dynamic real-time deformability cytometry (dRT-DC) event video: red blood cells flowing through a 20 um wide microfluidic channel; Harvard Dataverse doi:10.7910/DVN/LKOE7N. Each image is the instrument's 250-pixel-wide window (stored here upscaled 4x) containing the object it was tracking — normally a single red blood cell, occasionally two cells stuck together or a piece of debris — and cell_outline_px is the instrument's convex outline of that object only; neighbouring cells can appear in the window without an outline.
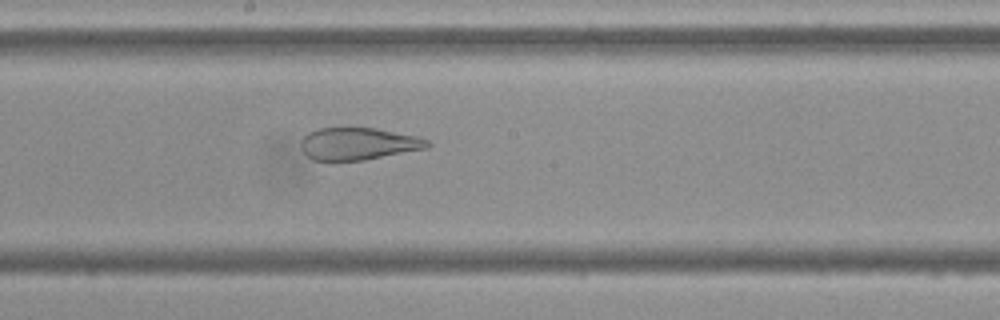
{"species": "Egyptian fruit bat (a non-hibernating species)", "species_latin": "Rousettus aegyptiacus", "temperature_condition": "cold", "stored_images_in_passage": 42, "camera_frame_rate_fps": 3000, "um_per_image_px": 0.085, "frame": {"image": 1, "passage_image": 17, "time_ms": 5.333, "image_size_px": [1000, 320], "cell_outline_px": [[432, 144], [428, 148], [364, 160], [332, 164], [312, 160], [304, 152], [300, 144], [304, 136], [308, 132], [316, 128], [348, 124], [376, 128], [416, 136], [428, 140]], "centroid_in_image_um": [30.37, 12.21], "position_along_channel_um": 217.8, "area_um2": 25.32}}
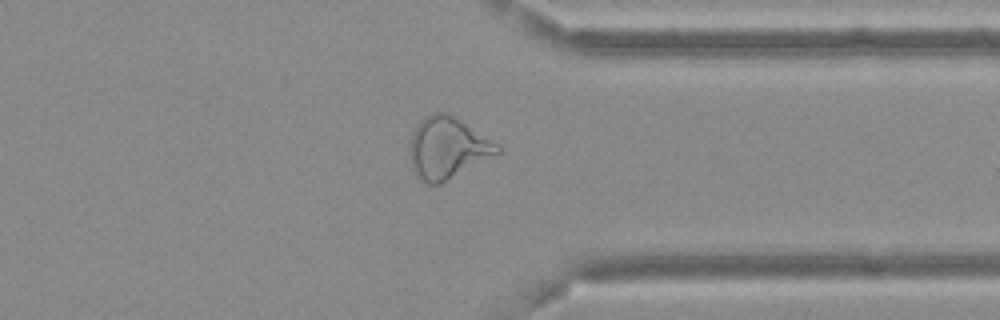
{"frame": {"image": 2, "passage_image": 30, "time_ms": 9.667, "image_size_px": [1000, 320], "cell_outline_px": [[500, 152], [440, 184], [428, 184], [412, 168], [408, 148], [412, 132], [416, 124], [424, 116], [432, 112], [448, 112], [500, 144]], "centroid_in_image_um": [38.02, 12.53], "position_along_channel_um": 373.4, "area_um2": 31.39}}
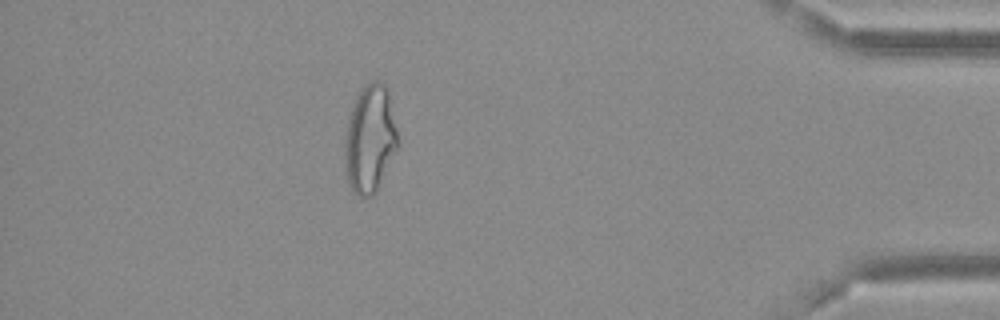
{"frame": {"image": 3, "passage_image": 36, "time_ms": 11.667, "image_size_px": [1000, 320], "cell_outline_px": [[400, 148], [376, 192], [372, 196], [356, 196], [352, 192], [348, 180], [344, 164], [344, 132], [352, 108], [364, 84], [372, 80], [380, 80], [384, 84], [388, 92], [400, 144]], "centroid_in_image_um": [31.46, 11.86], "position_along_channel_um": 403.7, "area_um2": 33.93}}